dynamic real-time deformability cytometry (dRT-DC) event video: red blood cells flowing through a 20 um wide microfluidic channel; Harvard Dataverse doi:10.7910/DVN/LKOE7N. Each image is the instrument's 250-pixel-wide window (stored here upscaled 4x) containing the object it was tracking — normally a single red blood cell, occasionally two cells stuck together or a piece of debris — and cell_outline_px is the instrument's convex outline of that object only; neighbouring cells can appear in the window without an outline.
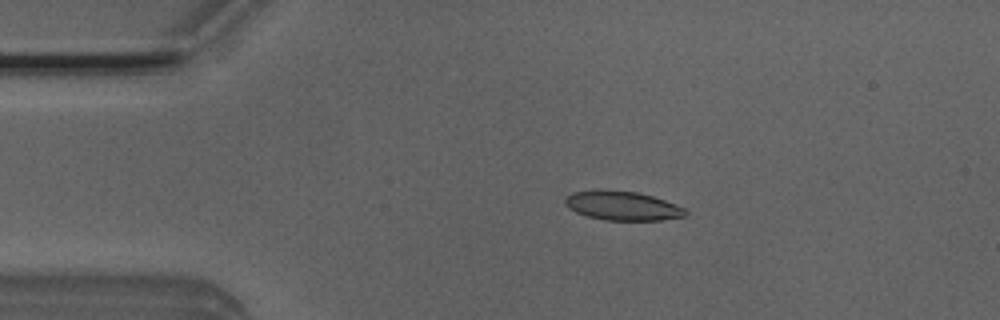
{"species": "Egyptian fruit bat (a non-hibernating species)", "species_latin": "Rousettus aegyptiacus", "temperature_condition": "room temperature", "stored_images_in_passage": 43, "camera_frame_rate_fps": 3000, "um_per_image_px": 0.085, "animal": {"sex": "male"}, "frame": {"image": 1, "passage_image": 2, "time_ms": 0.333, "image_size_px": [1000, 320], "cell_outline_px": [[688, 212], [684, 216], [660, 220], [604, 220], [588, 216], [576, 212], [568, 208], [564, 204], [564, 196], [572, 192], [600, 188], [636, 192], [652, 196], [664, 200], [684, 208]], "centroid_in_image_um": [52.82, 17.47], "position_along_channel_um": 32.2, "area_um2": 20.63}}
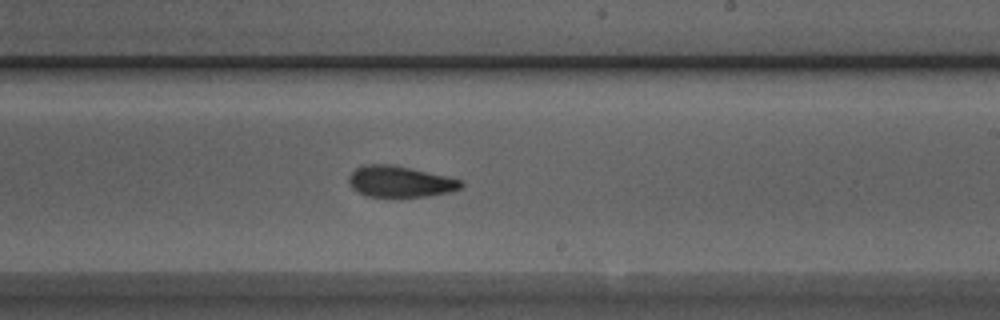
{"frame": {"image": 2, "passage_image": 22, "time_ms": 7.0, "image_size_px": [1000, 320], "cell_outline_px": [[464, 184], [460, 188], [448, 192], [428, 196], [364, 196], [352, 188], [348, 184], [348, 176], [356, 168], [364, 164], [392, 164], [464, 180]], "centroid_in_image_um": [33.97, 15.42], "position_along_channel_um": 255.0, "area_um2": 20.35}}
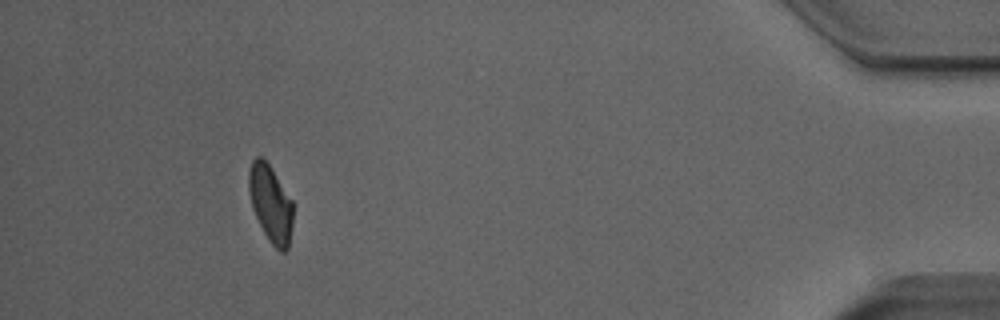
{"frame": {"image": 3, "passage_image": 39, "time_ms": 12.667, "image_size_px": [1000, 320], "cell_outline_px": [[292, 228], [288, 248], [284, 252], [280, 252], [268, 240], [252, 208], [248, 192], [248, 172], [252, 160], [256, 156], [264, 156], [272, 168], [292, 200]], "centroid_in_image_um": [22.98, 17.26], "position_along_channel_um": 412.2, "area_um2": 20.06}, "authors_computed_cell_mechanics": {"area_um2": 20.6346, "velocity_mm_per_s": 3.9711, "shape_relaxation_time_tau1_ms": 5.6907, "shape_relaxation_time_tau2_ms": 2.7023, "deformation_change_tau1": 0.1578, "deformation_change_tau2": 0.0855}}